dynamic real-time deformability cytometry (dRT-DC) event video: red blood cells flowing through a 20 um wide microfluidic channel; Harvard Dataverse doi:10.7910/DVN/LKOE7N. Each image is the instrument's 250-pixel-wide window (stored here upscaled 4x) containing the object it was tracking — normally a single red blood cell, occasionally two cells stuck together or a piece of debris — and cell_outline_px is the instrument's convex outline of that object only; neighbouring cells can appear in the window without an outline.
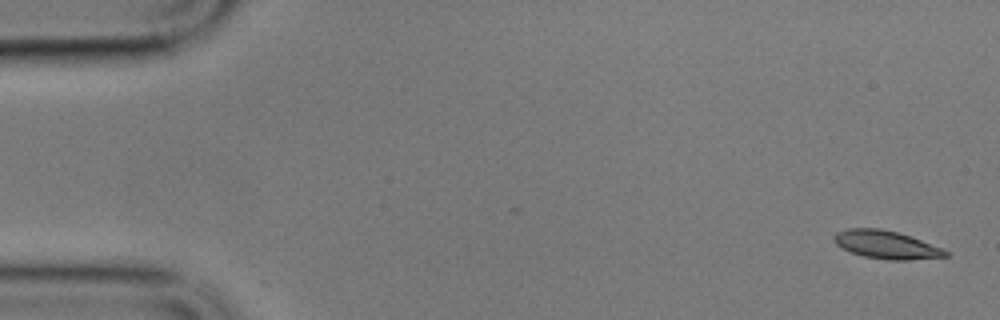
{"species": "common noctule bat (a hibernating species)", "species_latin": "Nyctalus noctula", "temperature_condition": "cold", "stored_images_in_passage": 5, "camera_frame_rate_fps": 3000, "um_per_image_px": 0.085, "animal": {"sex": "male", "body_mass_g": 17.9}, "frame": {"image": 1, "passage_image": 1, "time_ms": 0.0, "image_size_px": [1000, 320], "cell_outline_px": [[948, 256], [908, 260], [888, 260], [864, 256], [852, 252], [836, 244], [832, 240], [832, 236], [836, 232], [848, 228], [880, 228], [912, 236], [944, 248], [948, 252]], "centroid_in_image_um": [75.34, 20.79], "position_along_channel_um": 9.7, "area_um2": 18.32}}